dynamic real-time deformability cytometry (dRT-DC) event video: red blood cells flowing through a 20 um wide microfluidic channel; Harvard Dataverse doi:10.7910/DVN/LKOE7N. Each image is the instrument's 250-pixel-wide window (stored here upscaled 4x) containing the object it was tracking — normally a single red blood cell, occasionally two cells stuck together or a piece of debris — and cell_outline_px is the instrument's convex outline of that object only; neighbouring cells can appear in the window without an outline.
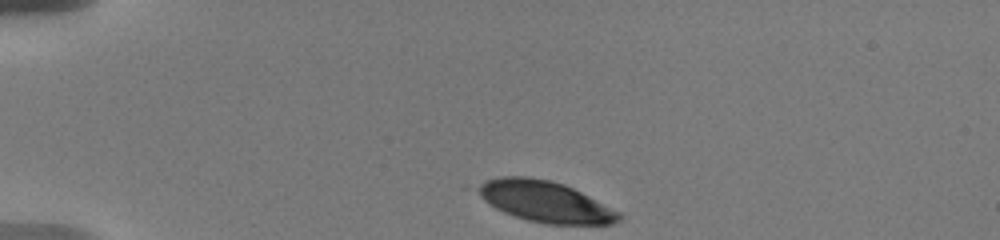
{"species": "human", "species_latin": "Homo sapiens", "temperature_condition": "warm", "stored_images_in_passage": 15, "camera_frame_rate_fps": 3000, "um_per_image_px": 0.085, "donor": {"sex": "male"}, "frame": {"image": 1, "passage_image": 1, "time_ms": 0.0, "image_size_px": [1000, 240], "cell_outline_px": [[624, 216], [616, 224], [548, 224], [528, 220], [504, 212], [496, 208], [484, 200], [472, 188], [476, 184], [484, 180], [500, 176], [528, 176], [552, 180], [564, 184], [620, 212]], "centroid_in_image_um": [46.29, 17.11], "position_along_channel_um": 38.7, "area_um2": 33.93}}
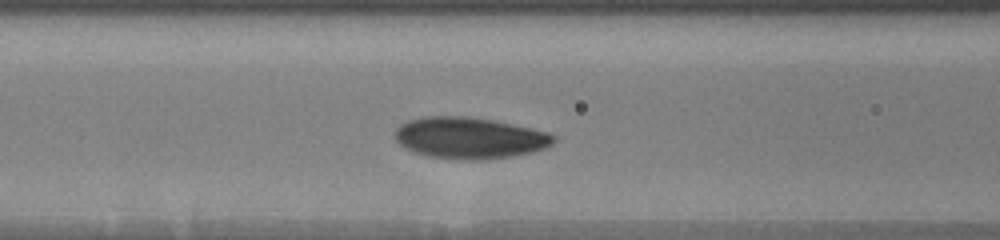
{"frame": {"image": 2, "passage_image": 9, "time_ms": 4.0, "image_size_px": [1000, 240], "cell_outline_px": [[556, 140], [552, 144], [544, 148], [532, 152], [512, 156], [484, 160], [460, 160], [428, 156], [404, 148], [396, 140], [392, 132], [400, 124], [408, 120], [424, 116], [468, 116], [492, 120], [512, 124], [548, 132], [556, 136]], "centroid_in_image_um": [39.88, 11.72], "position_along_channel_um": 126.7, "area_um2": 38.55}}
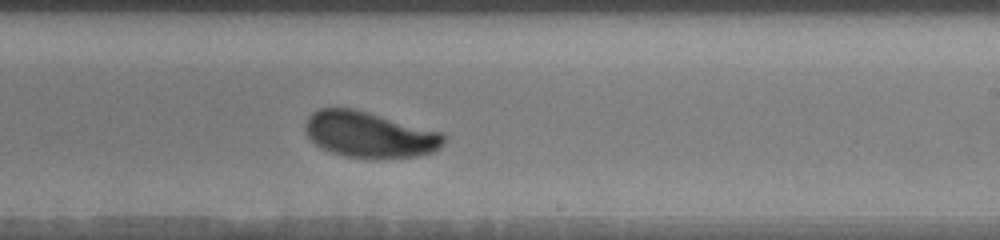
{"frame": {"image": 3, "passage_image": 15, "time_ms": 7.667, "image_size_px": [1000, 240], "cell_outline_px": [[448, 136], [444, 144], [440, 148], [432, 152], [416, 156], [344, 156], [320, 148], [308, 136], [304, 128], [304, 124], [308, 116], [312, 112], [320, 108], [352, 108], [368, 112], [440, 132]], "centroid_in_image_um": [31.38, 11.41], "position_along_channel_um": 257.6, "area_um2": 36.36}}